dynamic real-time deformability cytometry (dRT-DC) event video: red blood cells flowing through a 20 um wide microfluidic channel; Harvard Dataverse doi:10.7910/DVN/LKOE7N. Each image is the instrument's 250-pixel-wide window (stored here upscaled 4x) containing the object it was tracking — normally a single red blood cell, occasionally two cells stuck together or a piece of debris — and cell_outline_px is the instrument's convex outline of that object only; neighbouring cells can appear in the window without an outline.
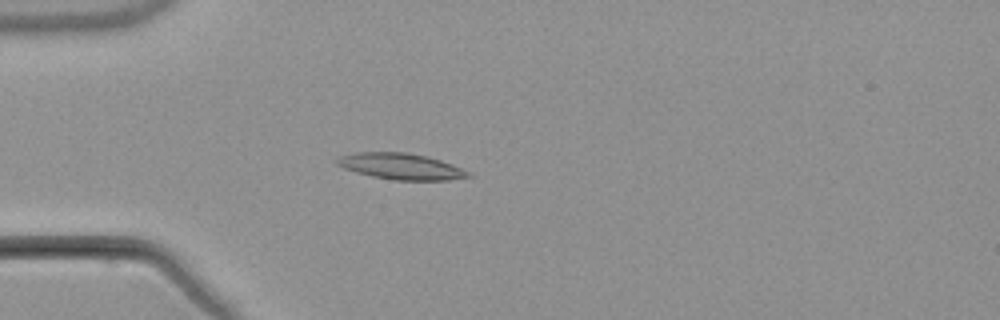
{"species": "common noctule bat (a hibernating species)", "species_latin": "Nyctalus noctula", "temperature_condition": "warm", "stored_images_in_passage": 3, "camera_frame_rate_fps": 3000, "um_per_image_px": 0.085, "animal": {"sex": "male", "body_mass_g": 21.5, "forearm_length_mm": 52.0}, "frame": {"image": 1, "passage_image": 3, "time_ms": 2.333, "image_size_px": [1000, 320], "cell_outline_px": [[472, 176], [448, 180], [396, 180], [372, 176], [356, 172], [344, 168], [336, 164], [336, 160], [340, 156], [356, 152], [408, 152], [428, 156], [452, 164], [472, 172]], "centroid_in_image_um": [34.11, 14.13], "position_along_channel_um": 50.9, "area_um2": 20.06}}